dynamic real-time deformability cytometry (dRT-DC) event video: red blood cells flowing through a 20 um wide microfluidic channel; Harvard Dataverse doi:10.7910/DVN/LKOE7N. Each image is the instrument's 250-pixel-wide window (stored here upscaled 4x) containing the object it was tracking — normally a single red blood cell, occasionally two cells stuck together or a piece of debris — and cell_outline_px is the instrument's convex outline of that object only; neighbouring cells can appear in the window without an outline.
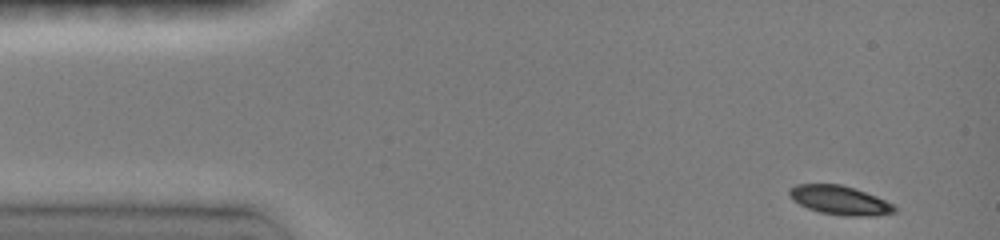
{"species": "common noctule bat (a hibernating species)", "species_latin": "Nyctalus noctula", "temperature_condition": "room temperature", "stored_images_in_passage": 10, "camera_frame_rate_fps": 3000, "um_per_image_px": 0.085, "animal": {"sex": "female", "body_mass_g": 19.0, "forearm_length_mm": 51.5}, "frame": {"image": 1, "passage_image": 1, "time_ms": 0.0, "image_size_px": [1000, 240], "cell_outline_px": [[896, 212], [876, 216], [844, 216], [820, 212], [808, 208], [792, 200], [788, 196], [788, 188], [796, 184], [840, 184], [876, 196], [892, 204], [896, 208]], "centroid_in_image_um": [71.34, 17.02], "position_along_channel_um": 13.7, "area_um2": 17.74}}
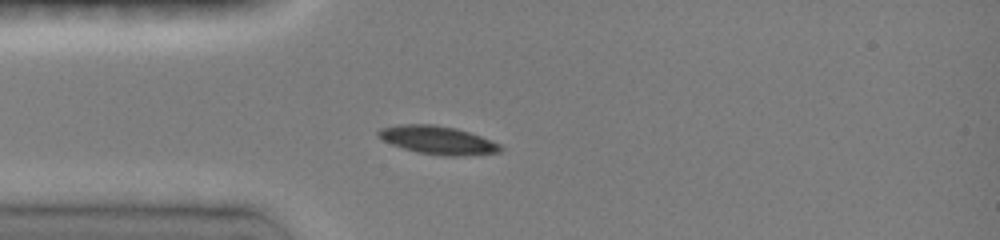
{"frame": {"image": 2, "passage_image": 9, "time_ms": 3.0, "image_size_px": [1000, 240], "cell_outline_px": [[504, 148], [500, 152], [456, 156], [444, 156], [416, 152], [392, 144], [376, 136], [376, 132], [380, 128], [400, 124], [432, 124], [456, 128], [480, 136], [500, 144]], "centroid_in_image_um": [37.18, 11.9], "position_along_channel_um": 47.8, "area_um2": 20.0}}